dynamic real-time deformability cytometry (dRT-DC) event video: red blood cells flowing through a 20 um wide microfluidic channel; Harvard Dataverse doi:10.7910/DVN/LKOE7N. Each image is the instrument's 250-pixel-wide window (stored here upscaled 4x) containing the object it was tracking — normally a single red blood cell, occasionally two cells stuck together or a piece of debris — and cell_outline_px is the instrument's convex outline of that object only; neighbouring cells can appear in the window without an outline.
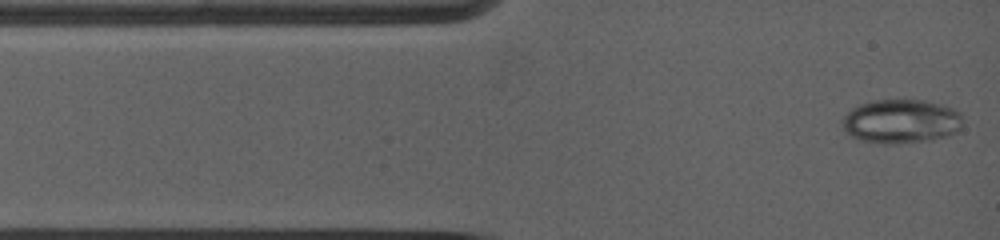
{"species": "common noctule bat (a hibernating species)", "species_latin": "Nyctalus noctula", "temperature_condition": "warm", "stored_images_in_passage": 58, "camera_frame_rate_fps": 5000, "um_per_image_px": 0.085, "animal": {"sex": "female", "body_mass_g": 19.0, "forearm_length_mm": 53.3}, "frame": {"image": 1, "passage_image": 1, "time_ms": 0.0, "image_size_px": [1000, 240], "cell_outline_px": [[960, 128], [956, 132], [948, 136], [932, 140], [896, 144], [888, 144], [860, 140], [852, 136], [844, 128], [840, 120], [852, 108], [860, 104], [872, 100], [924, 100], [940, 104], [952, 108], [960, 112]], "centroid_in_image_um": [76.58, 10.31], "position_along_channel_um": 8.4, "area_um2": 30.87}}
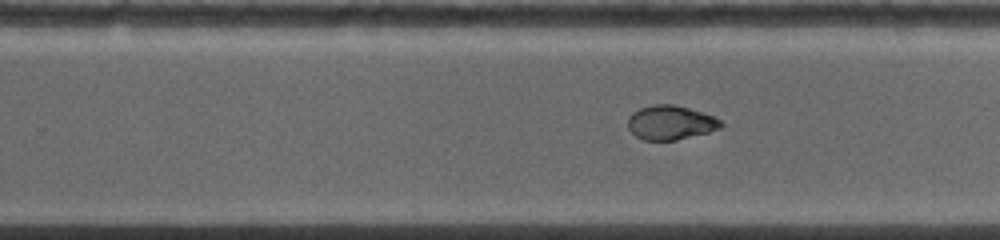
{"frame": {"image": 2, "passage_image": 31, "time_ms": 7.8, "image_size_px": [1000, 240], "cell_outline_px": [[724, 124], [720, 128], [708, 132], [676, 140], [644, 140], [636, 136], [628, 128], [628, 116], [632, 112], [640, 108], [652, 104], [672, 104], [688, 108], [716, 116]], "centroid_in_image_um": [56.99, 10.41], "position_along_channel_um": 272.8, "area_um2": 18.61}}
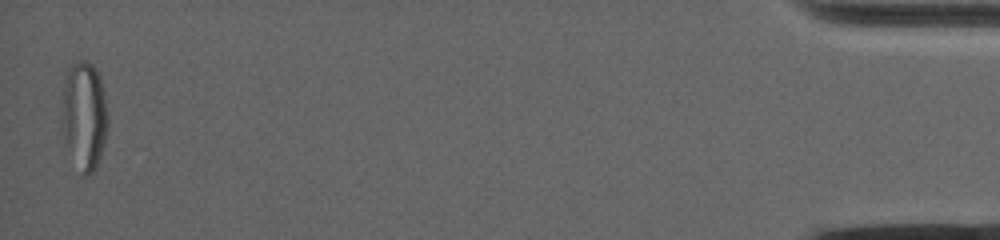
{"frame": {"image": 3, "passage_image": 58, "time_ms": 15.4, "image_size_px": [1000, 240], "cell_outline_px": [[108, 124], [104, 140], [96, 164], [92, 172], [84, 172], [68, 144], [64, 112], [64, 80], [68, 68], [72, 64], [80, 60], [84, 60], [92, 64], [100, 76], [108, 116]], "centroid_in_image_um": [7.22, 9.64], "position_along_channel_um": 428.0, "area_um2": 26.82}}